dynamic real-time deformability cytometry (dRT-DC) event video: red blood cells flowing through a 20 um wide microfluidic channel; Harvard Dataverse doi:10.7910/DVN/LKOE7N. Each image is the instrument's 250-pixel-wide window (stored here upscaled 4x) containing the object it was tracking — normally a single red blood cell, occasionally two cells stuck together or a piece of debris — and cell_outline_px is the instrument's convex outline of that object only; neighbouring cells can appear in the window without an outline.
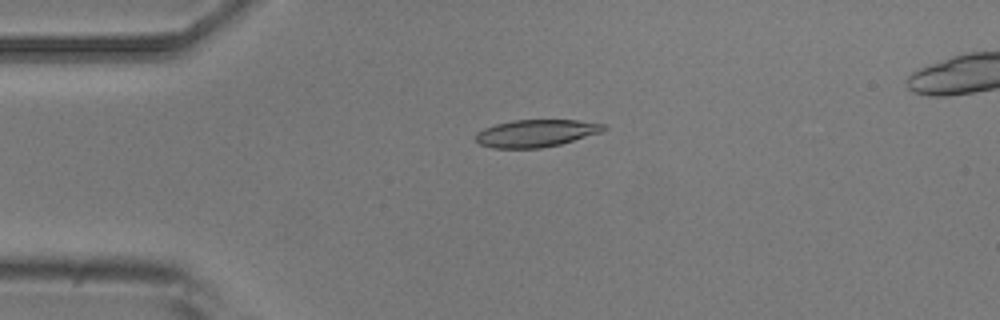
{"species": "common noctule bat (a hibernating species)", "species_latin": "Nyctalus noctula", "temperature_condition": "room temperature", "stored_images_in_passage": 4, "camera_frame_rate_fps": 3000, "um_per_image_px": 0.085, "animal": {"sex": "male", "body_mass_g": 20.5, "forearm_length_mm": 52.5}, "frame": {"image": 1, "passage_image": 2, "time_ms": 1.333, "image_size_px": [1000, 320], "cell_outline_px": [[608, 128], [600, 132], [560, 144], [540, 148], [492, 148], [480, 144], [476, 140], [476, 132], [484, 128], [496, 124], [512, 120], [576, 120], [604, 124]], "centroid_in_image_um": [45.53, 11.32], "position_along_channel_um": 39.5, "area_um2": 20.23}}